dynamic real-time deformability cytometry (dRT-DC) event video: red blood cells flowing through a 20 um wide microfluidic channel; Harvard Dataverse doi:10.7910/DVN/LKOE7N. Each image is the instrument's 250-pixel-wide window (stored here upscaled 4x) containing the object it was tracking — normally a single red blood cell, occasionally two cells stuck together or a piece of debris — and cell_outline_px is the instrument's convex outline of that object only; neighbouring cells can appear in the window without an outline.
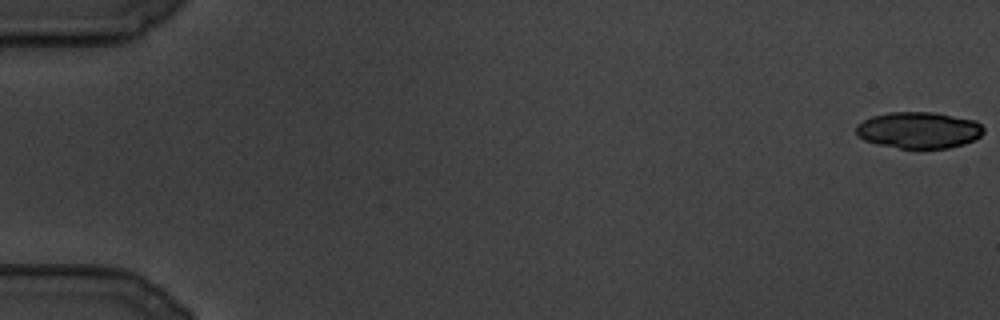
{"species": "common noctule bat (a hibernating species)", "species_latin": "Nyctalus noctula", "temperature_condition": "cold", "stored_images_in_passage": 81, "camera_frame_rate_fps": 3000, "um_per_image_px": 0.085, "animal": {"sex": "male", "body_mass_g": 19.5, "forearm_length_mm": 54.6}, "frame": {"image": 1, "passage_image": 1, "time_ms": 0.0, "image_size_px": [1000, 320], "cell_outline_px": [[984, 132], [976, 140], [964, 144], [948, 148], [900, 148], [876, 144], [864, 140], [856, 136], [856, 124], [872, 116], [888, 112], [936, 112], [976, 120], [984, 128]], "centroid_in_image_um": [78.1, 11.06], "position_along_channel_um": 6.9, "area_um2": 27.4}}
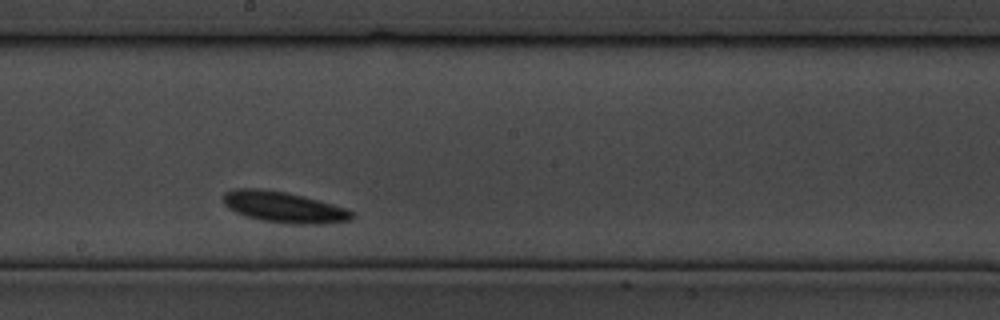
{"frame": {"image": 2, "passage_image": 48, "time_ms": 15.667, "image_size_px": [1000, 320], "cell_outline_px": [[356, 216], [352, 220], [324, 224], [288, 224], [260, 220], [244, 216], [228, 208], [224, 204], [224, 192], [236, 188], [264, 188], [288, 192], [304, 196], [348, 208], [356, 212]], "centroid_in_image_um": [24.18, 17.61], "position_along_channel_um": 224.0, "area_um2": 23.81}}
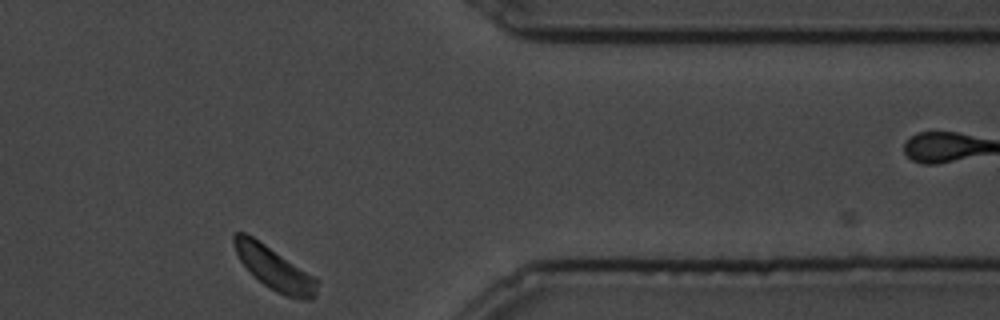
{"frame": {"image": 3, "passage_image": 81, "time_ms": 26.667, "image_size_px": [1000, 320], "cell_outline_px": [[320, 280], [316, 296], [312, 300], [308, 300], [284, 296], [276, 292], [264, 284], [240, 260], [236, 252], [232, 240], [232, 236], [236, 232], [244, 232], [252, 236]], "centroid_in_image_um": [23.37, 22.83], "position_along_channel_um": 388.0, "area_um2": 20.46}}